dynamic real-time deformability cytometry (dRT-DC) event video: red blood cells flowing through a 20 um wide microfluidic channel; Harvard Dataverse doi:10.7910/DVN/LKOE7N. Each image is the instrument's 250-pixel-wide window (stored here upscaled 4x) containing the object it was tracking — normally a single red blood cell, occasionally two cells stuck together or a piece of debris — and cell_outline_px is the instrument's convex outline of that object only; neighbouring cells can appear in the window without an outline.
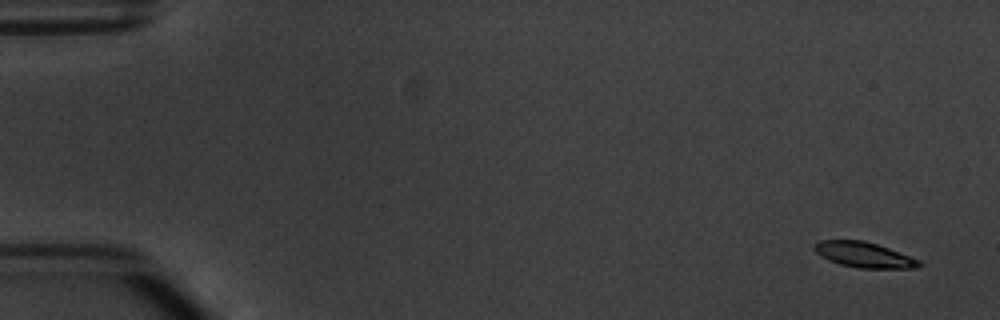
{"species": "common noctule bat (a hibernating species)", "species_latin": "Nyctalus noctula", "temperature_condition": "warm", "stored_images_in_passage": 4, "camera_frame_rate_fps": 3000, "um_per_image_px": 0.085, "animal": {"sex": "male", "body_mass_g": 20.1, "forearm_length_mm": 53.5}, "frame": {"image": 1, "passage_image": 1, "time_ms": 0.0, "image_size_px": [1000, 320], "cell_outline_px": [[924, 264], [920, 268], [856, 268], [840, 264], [828, 260], [820, 256], [812, 248], [820, 240], [864, 240], [888, 248], [920, 260]], "centroid_in_image_um": [73.45, 21.67], "position_along_channel_um": 11.5, "area_um2": 15.55}}